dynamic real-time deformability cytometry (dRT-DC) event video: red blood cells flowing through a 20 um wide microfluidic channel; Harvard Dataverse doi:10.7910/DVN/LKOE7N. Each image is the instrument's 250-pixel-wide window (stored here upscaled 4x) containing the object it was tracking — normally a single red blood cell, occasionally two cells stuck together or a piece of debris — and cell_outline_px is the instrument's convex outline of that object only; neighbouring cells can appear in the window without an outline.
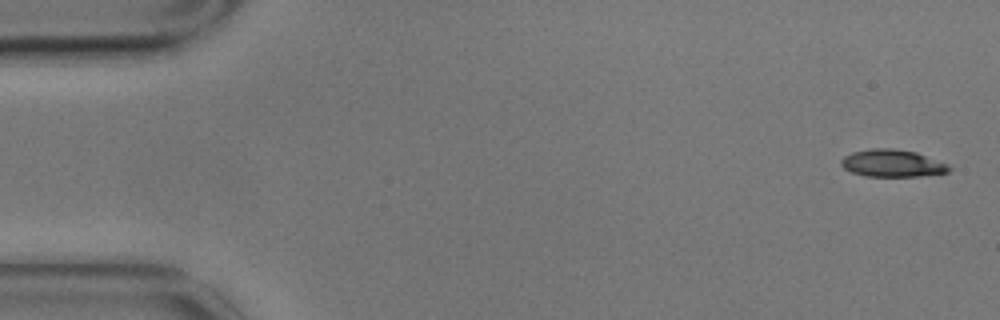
{"species": "common noctule bat (a hibernating species)", "species_latin": "Nyctalus noctula", "temperature_condition": "cold", "stored_images_in_passage": 5, "camera_frame_rate_fps": 3000, "um_per_image_px": 0.085, "animal": {"sex": "male", "body_mass_g": 17.9}, "frame": {"image": 1, "passage_image": 1, "time_ms": 0.0, "image_size_px": [1000, 320], "cell_outline_px": [[952, 168], [948, 172], [920, 176], [864, 176], [852, 172], [844, 168], [840, 164], [840, 160], [844, 156], [852, 152], [872, 148], [892, 148], [916, 152], [948, 164]], "centroid_in_image_um": [75.83, 13.87], "position_along_channel_um": 9.2, "area_um2": 17.17}}
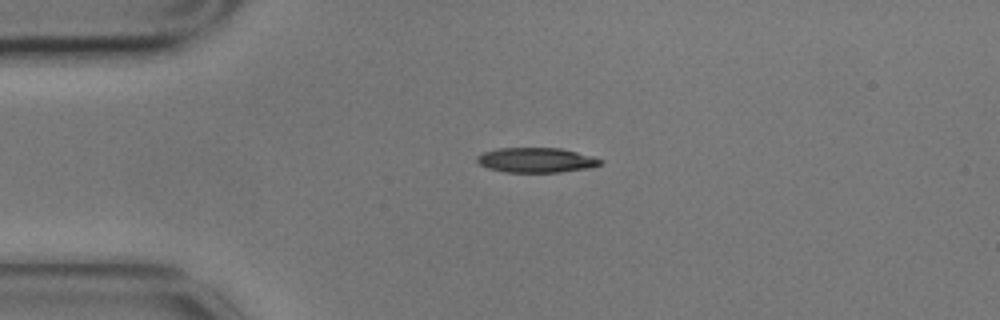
{"frame": {"image": 2, "passage_image": 4, "time_ms": 1.0, "image_size_px": [1000, 320], "cell_outline_px": [[604, 160], [600, 164], [588, 168], [560, 172], [504, 172], [488, 168], [480, 164], [476, 160], [476, 156], [484, 152], [500, 148], [560, 148], [592, 156]], "centroid_in_image_um": [45.57, 13.61], "position_along_channel_um": 39.4, "area_um2": 17.74}}